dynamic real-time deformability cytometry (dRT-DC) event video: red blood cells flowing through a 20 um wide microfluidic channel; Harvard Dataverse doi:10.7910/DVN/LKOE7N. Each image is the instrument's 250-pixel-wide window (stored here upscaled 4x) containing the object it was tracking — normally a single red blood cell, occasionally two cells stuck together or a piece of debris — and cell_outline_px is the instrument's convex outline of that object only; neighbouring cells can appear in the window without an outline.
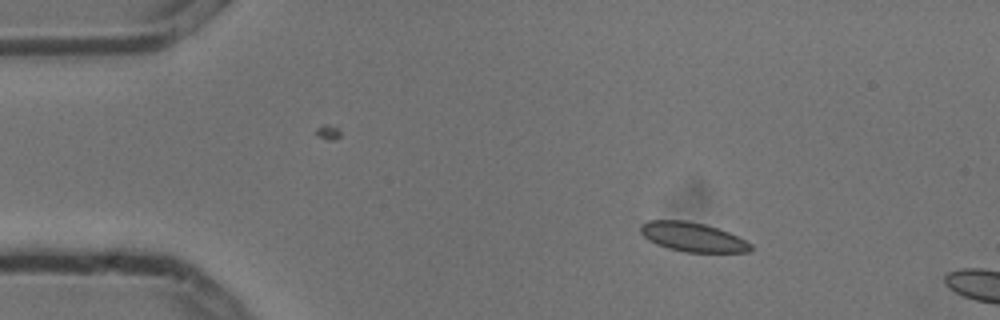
{"species": "common noctule bat (a hibernating species)", "species_latin": "Nyctalus noctula", "temperature_condition": "cold", "stored_images_in_passage": 4, "segment_of_instrument_passage": [1, 2], "camera_frame_rate_fps": 3000, "um_per_image_px": 0.085, "animal": {"sex": "male", "body_mass_g": 13.3}, "frame": {"image": 1, "passage_image": 1, "time_ms": 0.0, "image_size_px": [1000, 320], "cell_outline_px": [[752, 248], [748, 252], [684, 252], [668, 248], [656, 244], [648, 240], [640, 232], [640, 224], [648, 220], [684, 220], [704, 224], [728, 232], [752, 244]], "centroid_in_image_um": [58.83, 20.14], "position_along_channel_um": 26.2, "area_um2": 18.67}}